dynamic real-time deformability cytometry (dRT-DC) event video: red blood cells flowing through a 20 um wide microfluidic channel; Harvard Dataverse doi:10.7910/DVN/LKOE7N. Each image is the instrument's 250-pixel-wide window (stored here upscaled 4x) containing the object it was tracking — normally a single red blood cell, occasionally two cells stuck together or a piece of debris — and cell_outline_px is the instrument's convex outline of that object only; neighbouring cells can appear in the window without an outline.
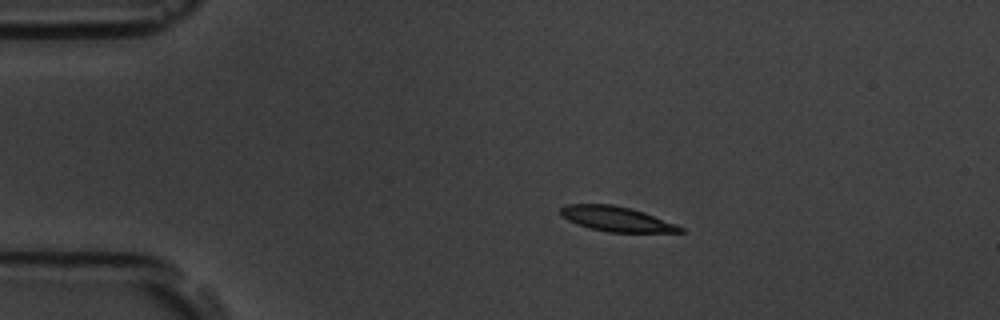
{"species": "common noctule bat (a hibernating species)", "species_latin": "Nyctalus noctula", "temperature_condition": "room temperature", "stored_images_in_passage": 46, "camera_frame_rate_fps": 3000, "um_per_image_px": 0.085, "animal": {"sex": "male", "body_mass_g": 19.5, "forearm_length_mm": 54.6}, "frame": {"image": 1, "passage_image": 10, "time_ms": 3.0, "image_size_px": [1000, 320], "cell_outline_px": [[684, 232], [608, 232], [576, 224], [560, 216], [560, 208], [568, 204], [612, 204], [632, 208], [644, 212], [676, 224], [684, 228]], "centroid_in_image_um": [52.39, 18.6], "position_along_channel_um": 32.6, "area_um2": 17.34}}
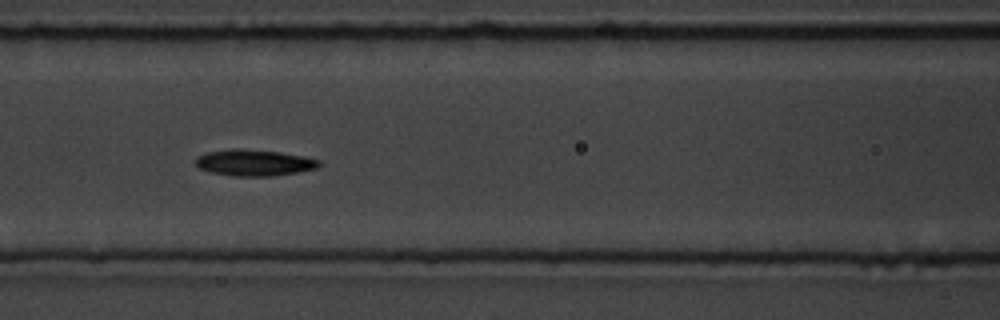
{"frame": {"image": 2, "passage_image": 23, "time_ms": 7.333, "image_size_px": [1000, 320], "cell_outline_px": [[320, 164], [316, 168], [296, 172], [272, 176], [236, 176], [212, 172], [200, 168], [192, 160], [196, 156], [208, 152], [232, 148], [240, 148], [280, 152], [304, 156], [320, 160]], "centroid_in_image_um": [21.57, 13.81], "position_along_channel_um": 145.0, "area_um2": 18.9}}
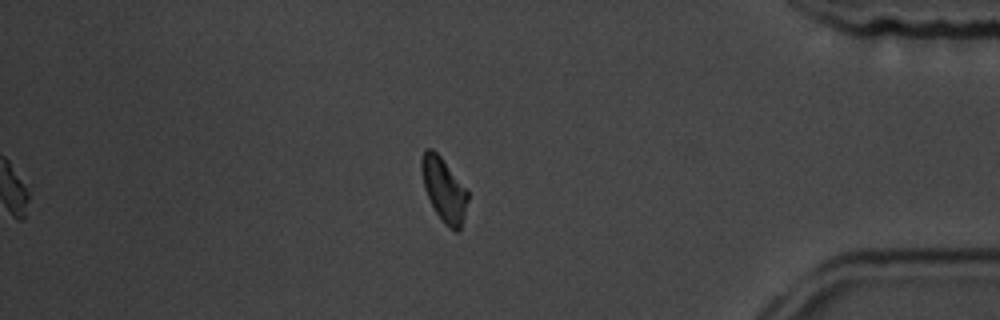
{"frame": {"image": 3, "passage_image": 46, "time_ms": 15.0, "image_size_px": [1000, 320], "cell_outline_px": [[468, 200], [464, 216], [460, 228], [456, 232], [448, 228], [444, 224], [436, 212], [424, 188], [420, 168], [420, 160], [424, 148], [432, 148], [440, 156], [468, 188]], "centroid_in_image_um": [37.73, 16.09], "position_along_channel_um": 397.5, "area_um2": 17.4}, "authors_computed_cell_mechanics": {"area_um2": 17.9469, "velocity_mm_per_s": 3.7336, "shape_relaxation_time_tau1_ms": 3.5633, "shape_relaxation_time_tau2_ms": null, "deformation_change_tau1": 0.1159, "deformation_change_tau2": null}}